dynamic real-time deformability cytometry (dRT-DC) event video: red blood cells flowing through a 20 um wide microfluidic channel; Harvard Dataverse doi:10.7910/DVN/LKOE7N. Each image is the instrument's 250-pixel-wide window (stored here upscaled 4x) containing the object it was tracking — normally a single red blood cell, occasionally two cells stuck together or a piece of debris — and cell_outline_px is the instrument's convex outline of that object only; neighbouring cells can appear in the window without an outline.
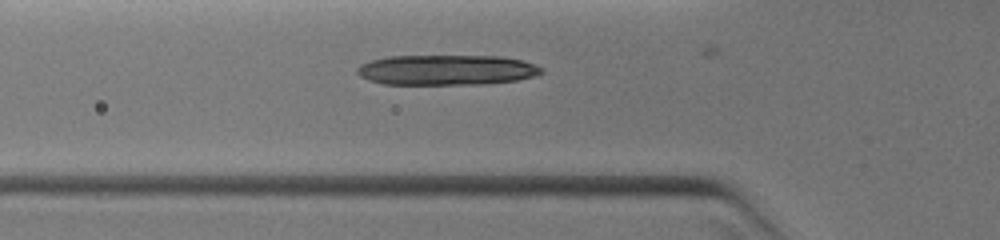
{"species": "common noctule bat (a hibernating species)", "species_latin": "Nyctalus noctula", "temperature_condition": "warm", "stored_images_in_passage": 4, "camera_frame_rate_fps": 3000, "um_per_image_px": 0.085, "animal": {"sex": "female", "body_mass_g": 19.0, "forearm_length_mm": 51.5}, "frame": {"image": 1, "passage_image": 3, "time_ms": 0.667, "image_size_px": [1000, 240], "cell_outline_px": [[544, 72], [532, 76], [516, 80], [484, 84], [384, 84], [368, 80], [360, 76], [356, 72], [356, 68], [360, 64], [372, 60], [388, 56], [500, 56], [524, 60], [536, 64], [544, 68]], "centroid_in_image_um": [37.97, 5.94], "position_along_channel_um": 87.8, "area_um2": 32.66}}